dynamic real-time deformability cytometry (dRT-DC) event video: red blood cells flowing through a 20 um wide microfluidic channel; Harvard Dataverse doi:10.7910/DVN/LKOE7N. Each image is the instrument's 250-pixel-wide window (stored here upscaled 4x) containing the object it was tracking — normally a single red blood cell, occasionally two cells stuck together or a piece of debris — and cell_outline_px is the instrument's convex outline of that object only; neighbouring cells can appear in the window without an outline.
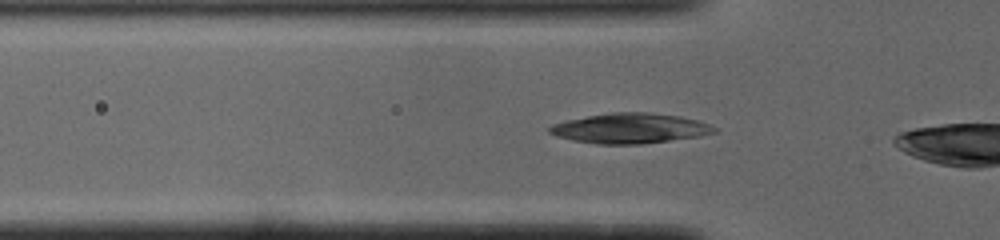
{"species": "common noctule bat (a hibernating species)", "species_latin": "Nyctalus noctula", "temperature_condition": "cold", "stored_images_in_passage": 5, "camera_frame_rate_fps": 3000, "um_per_image_px": 0.085, "animal": {"sex": "male", "body_mass_g": 19.0, "forearm_length_mm": 50.8}, "frame": {"image": 1, "passage_image": 2, "time_ms": 0.333, "image_size_px": [1000, 240], "cell_outline_px": [[716, 132], [700, 136], [640, 144], [596, 144], [572, 140], [556, 136], [548, 132], [548, 128], [552, 124], [568, 120], [588, 116], [612, 112], [652, 112], [680, 116], [696, 120], [708, 124], [716, 128]], "centroid_in_image_um": [53.53, 10.9], "position_along_channel_um": 72.3, "area_um2": 28.78}}